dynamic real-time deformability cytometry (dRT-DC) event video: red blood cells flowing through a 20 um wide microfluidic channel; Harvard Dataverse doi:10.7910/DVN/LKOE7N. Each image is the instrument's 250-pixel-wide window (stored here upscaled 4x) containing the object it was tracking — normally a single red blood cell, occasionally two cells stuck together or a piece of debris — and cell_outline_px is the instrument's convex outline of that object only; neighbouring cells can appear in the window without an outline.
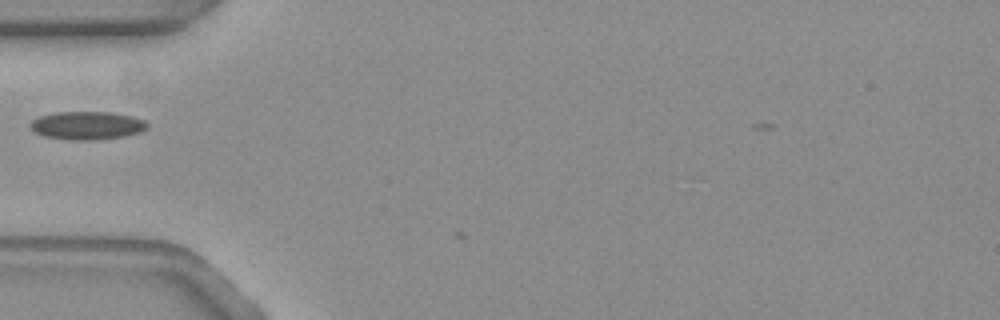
{"species": "common noctule bat (a hibernating species)", "species_latin": "Nyctalus noctula", "temperature_condition": "warm", "stored_images_in_passage": 4, "camera_frame_rate_fps": 3000, "um_per_image_px": 0.085, "animal": {"sex": "female", "body_mass_g": 19.3, "forearm_length_mm": 54.1}, "frame": {"image": 1, "passage_image": 3, "time_ms": 0.667, "image_size_px": [1000, 320], "cell_outline_px": [[148, 128], [140, 132], [124, 136], [96, 140], [72, 140], [44, 136], [36, 132], [28, 124], [32, 120], [40, 116], [56, 112], [108, 112], [132, 116], [144, 120], [148, 124]], "centroid_in_image_um": [7.41, 10.66], "position_along_channel_um": 77.6, "area_um2": 19.13}}